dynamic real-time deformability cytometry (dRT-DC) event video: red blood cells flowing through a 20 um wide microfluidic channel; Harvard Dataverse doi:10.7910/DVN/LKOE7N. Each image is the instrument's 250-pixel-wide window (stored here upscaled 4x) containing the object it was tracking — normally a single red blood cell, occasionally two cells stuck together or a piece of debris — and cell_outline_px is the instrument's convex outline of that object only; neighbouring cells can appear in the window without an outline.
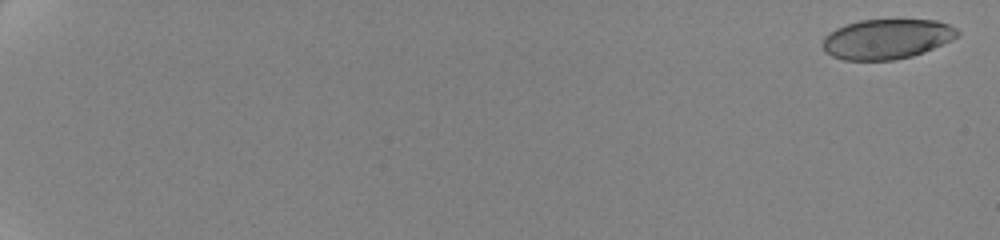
{"species": "human", "species_latin": "Homo sapiens", "temperature_condition": "cold", "stored_images_in_passage": 56, "camera_frame_rate_fps": 3000, "um_per_image_px": 0.085, "donor": {"sex": "female"}, "frame": {"image": 1, "passage_image": 1, "time_ms": 0.0, "image_size_px": [1000, 240], "cell_outline_px": [[960, 36], [952, 40], [924, 52], [912, 56], [892, 60], [844, 60], [832, 56], [824, 52], [824, 36], [828, 32], [836, 28], [860, 20], [936, 20], [948, 24], [956, 28], [960, 32]], "centroid_in_image_um": [75.39, 3.32], "position_along_channel_um": 9.6, "area_um2": 31.39}}
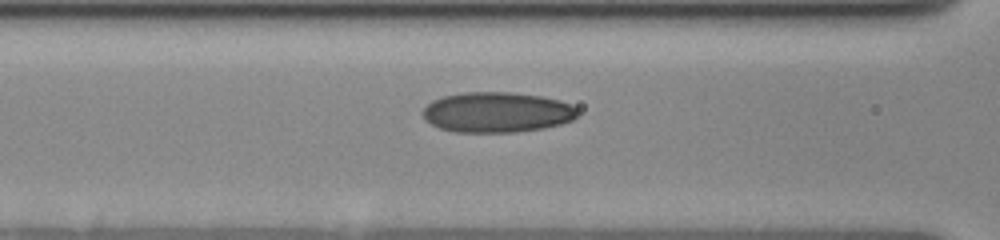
{"frame": {"image": 2, "passage_image": 28, "time_ms": 9.667, "image_size_px": [1000, 240], "cell_outline_px": [[576, 116], [572, 120], [560, 124], [544, 128], [516, 132], [452, 132], [440, 128], [424, 120], [420, 112], [432, 100], [444, 96], [464, 92], [508, 92], [540, 96], [556, 100], [568, 104], [576, 108]], "centroid_in_image_um": [42.17, 9.55], "position_along_channel_um": 124.4, "area_um2": 36.3}}
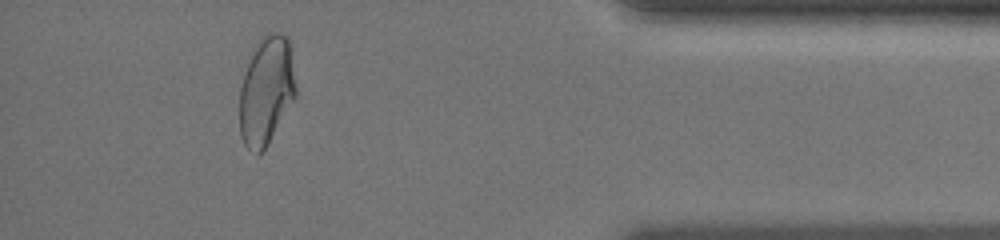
{"frame": {"image": 3, "passage_image": 52, "time_ms": 18.667, "image_size_px": [1000, 240], "cell_outline_px": [[296, 96], [264, 148], [260, 152], [256, 152], [248, 148], [244, 144], [240, 136], [240, 88], [248, 52], [256, 40], [260, 36], [268, 32], [280, 32], [288, 36], [296, 88]], "centroid_in_image_um": [22.6, 7.58], "position_along_channel_um": 412.6, "area_um2": 35.78}, "authors_computed_cell_mechanics": {"area_um2": 34.0442, "velocity_mm_per_s": 3.5173, "shape_relaxation_time_tau1_ms": 7.2004, "shape_relaxation_time_tau2_ms": 1.6241, "deformation_change_tau1": 0.1667, "deformation_change_tau2": 0.0679}}